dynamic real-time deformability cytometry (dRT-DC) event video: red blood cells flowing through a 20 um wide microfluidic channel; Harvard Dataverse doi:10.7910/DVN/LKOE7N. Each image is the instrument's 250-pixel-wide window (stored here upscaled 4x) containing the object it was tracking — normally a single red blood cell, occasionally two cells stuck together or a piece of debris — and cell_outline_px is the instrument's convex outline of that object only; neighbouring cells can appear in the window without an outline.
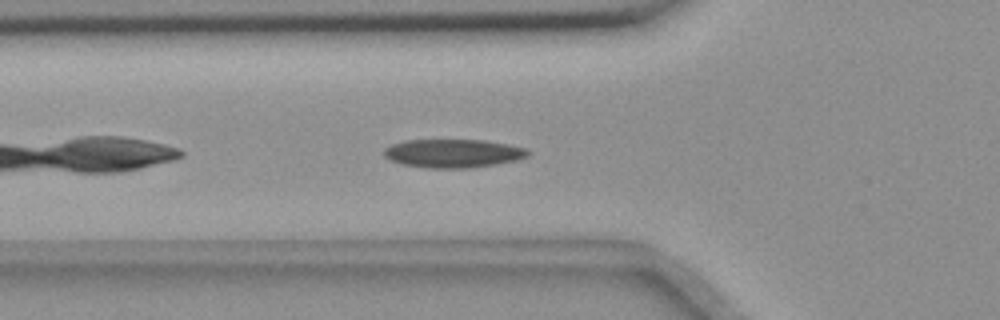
{"species": "common noctule bat (a hibernating species)", "species_latin": "Nyctalus noctula", "temperature_condition": "room temperature", "stored_images_in_passage": 33, "camera_frame_rate_fps": 3000, "um_per_image_px": 0.085, "animal": {"sex": "female", "body_mass_g": 18.4}, "frame": {"image": 1, "passage_image": 3, "time_ms": 0.667, "image_size_px": [1000, 320], "cell_outline_px": [[528, 156], [516, 160], [496, 164], [468, 168], [424, 168], [400, 164], [388, 160], [384, 156], [384, 148], [392, 144], [404, 140], [484, 140], [508, 144], [528, 148]], "centroid_in_image_um": [38.48, 13.04], "position_along_channel_um": 87.3, "area_um2": 24.1}}
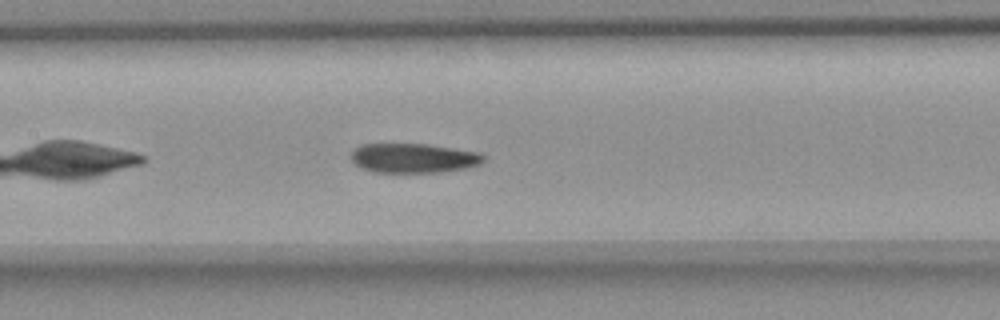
{"frame": {"image": 2, "passage_image": 10, "time_ms": 3.0, "image_size_px": [1000, 320], "cell_outline_px": [[484, 160], [480, 164], [468, 168], [440, 172], [372, 172], [356, 164], [352, 160], [352, 152], [356, 148], [364, 144], [428, 144], [480, 152], [484, 156]], "centroid_in_image_um": [35.2, 13.44], "position_along_channel_um": 172.2, "area_um2": 22.66}}
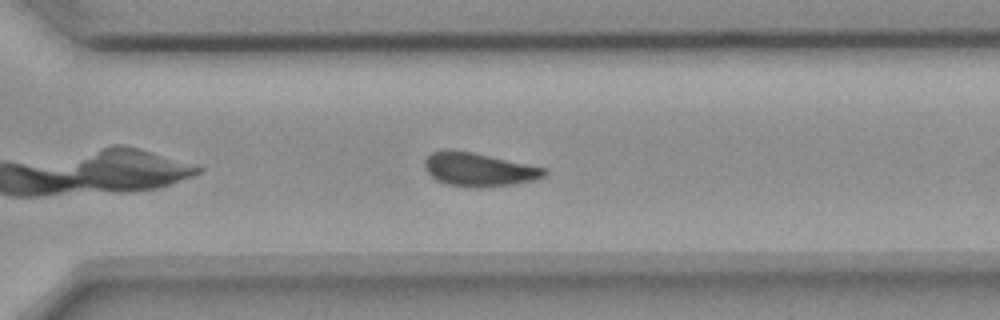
{"frame": {"image": 3, "passage_image": 23, "time_ms": 7.333, "image_size_px": [1000, 320], "cell_outline_px": [[548, 172], [544, 176], [536, 180], [516, 184], [480, 188], [468, 188], [448, 184], [436, 180], [424, 168], [424, 160], [432, 152], [452, 148], [472, 152], [548, 168]], "centroid_in_image_um": [40.72, 14.41], "position_along_channel_um": 329.9, "area_um2": 23.81}, "authors_computed_cell_mechanics": {"area_um2": 23.5824, "velocity_mm_per_s": 3.6422, "shape_relaxation_time_tau1_ms": 8.25, "shape_relaxation_time_tau2_ms": 4.1813, "deformation_change_tau1": 0.1595, "deformation_change_tau2": 0.1002}}